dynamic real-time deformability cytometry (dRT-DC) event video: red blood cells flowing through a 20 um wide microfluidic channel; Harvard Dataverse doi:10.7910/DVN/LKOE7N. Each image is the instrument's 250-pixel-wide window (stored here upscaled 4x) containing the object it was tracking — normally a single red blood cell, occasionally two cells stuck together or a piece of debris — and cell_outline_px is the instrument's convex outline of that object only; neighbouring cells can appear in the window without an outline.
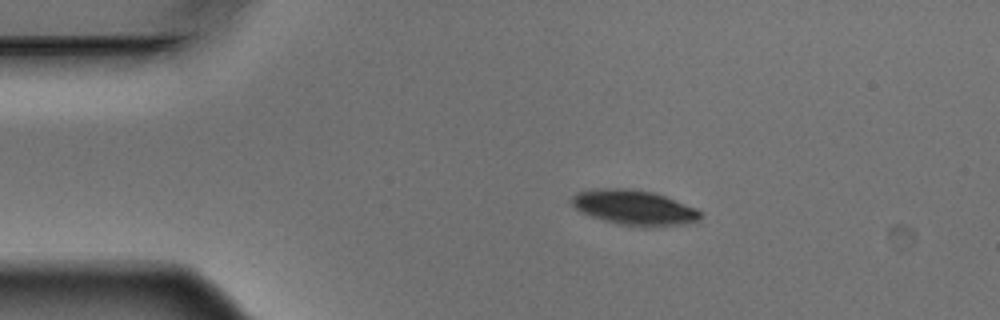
{"species": "Egyptian fruit bat (a non-hibernating species)", "species_latin": "Rousettus aegyptiacus", "temperature_condition": "warm", "stored_images_in_passage": 9, "camera_frame_rate_fps": 3000, "um_per_image_px": 0.085, "animal": {"sex": "male"}, "frame": {"image": 1, "passage_image": 2, "time_ms": 0.333, "image_size_px": [1000, 320], "cell_outline_px": [[700, 220], [696, 224], [652, 228], [640, 228], [620, 224], [604, 220], [580, 212], [568, 200], [576, 192], [600, 188], [628, 188], [652, 192], [664, 196], [696, 208], [700, 212]], "centroid_in_image_um": [53.94, 17.67], "position_along_channel_um": 31.1, "area_um2": 26.82}}
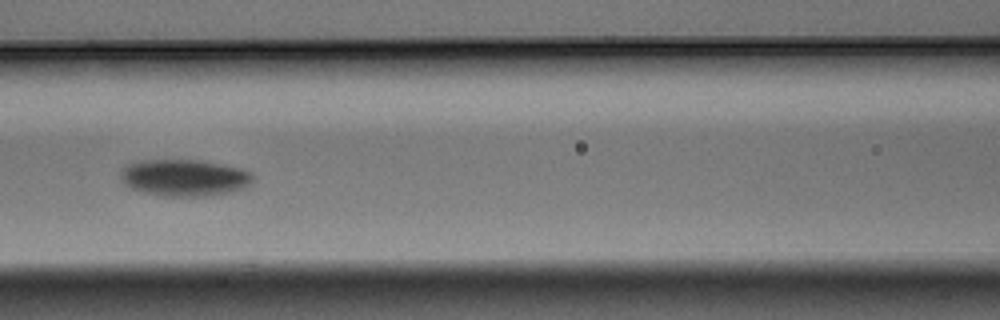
{"frame": {"image": 2, "passage_image": 6, "time_ms": 1.667, "image_size_px": [1000, 320], "cell_outline_px": [[252, 184], [244, 188], [228, 192], [208, 196], [164, 196], [144, 192], [132, 188], [124, 184], [120, 180], [120, 172], [128, 164], [140, 160], [200, 160], [240, 168], [252, 172]], "centroid_in_image_um": [15.67, 15.1], "position_along_channel_um": 150.9, "area_um2": 28.32}}
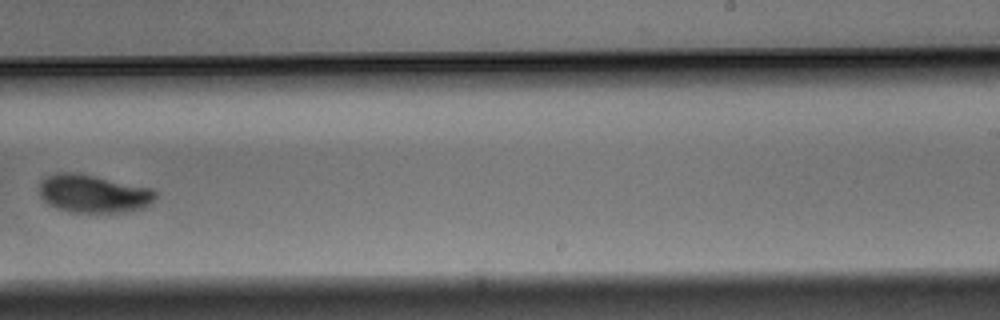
{"frame": {"image": 3, "passage_image": 9, "time_ms": 2.667, "image_size_px": [1000, 320], "cell_outline_px": [[156, 196], [152, 204], [140, 208], [124, 212], [72, 212], [56, 208], [48, 204], [40, 196], [40, 180], [56, 172], [72, 172], [152, 188], [156, 192]], "centroid_in_image_um": [7.92, 16.47], "position_along_channel_um": 281.1, "area_um2": 25.55}}